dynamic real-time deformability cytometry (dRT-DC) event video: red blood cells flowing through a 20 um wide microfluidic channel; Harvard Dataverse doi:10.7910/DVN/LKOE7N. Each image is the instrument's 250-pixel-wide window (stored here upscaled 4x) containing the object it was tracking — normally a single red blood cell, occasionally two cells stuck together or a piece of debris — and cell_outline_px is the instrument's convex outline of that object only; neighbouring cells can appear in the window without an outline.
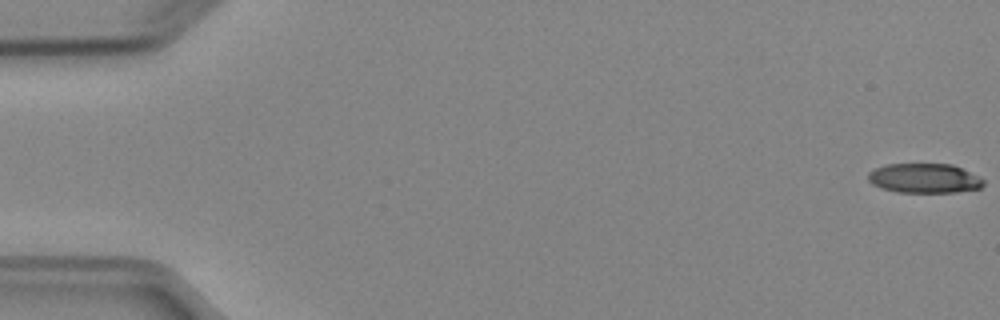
{"species": "Egyptian fruit bat (a non-hibernating species)", "species_latin": "Rousettus aegyptiacus", "temperature_condition": "cold", "stored_images_in_passage": 52, "camera_frame_rate_fps": 3000, "um_per_image_px": 0.085, "animal": {"sex": "female"}, "frame": {"image": 1, "passage_image": 1, "time_ms": 0.0, "image_size_px": [1000, 320], "cell_outline_px": [[984, 184], [980, 188], [956, 192], [896, 192], [880, 188], [872, 184], [868, 180], [868, 172], [876, 168], [888, 164], [952, 164], [984, 180]], "centroid_in_image_um": [78.52, 15.16], "position_along_channel_um": 6.5, "area_um2": 19.71}}
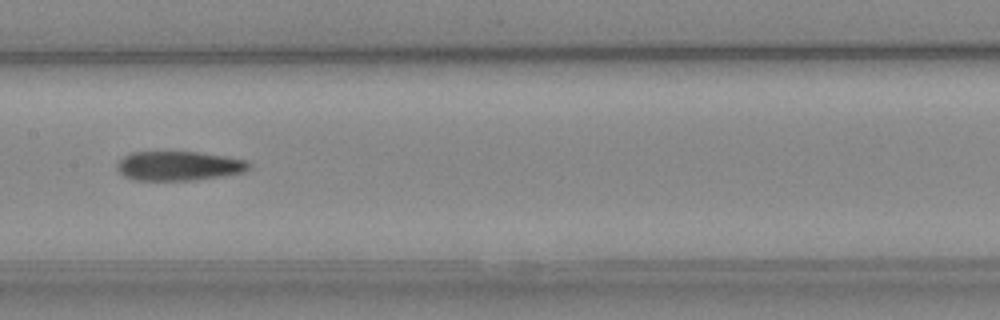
{"frame": {"image": 2, "passage_image": 27, "time_ms": 8.667, "image_size_px": [1000, 320], "cell_outline_px": [[252, 164], [244, 172], [224, 176], [192, 180], [132, 180], [124, 176], [116, 168], [116, 164], [124, 156], [132, 152], [196, 152], [224, 156], [248, 160]], "centroid_in_image_um": [15.2, 14.1], "position_along_channel_um": 192.2, "area_um2": 22.6}}
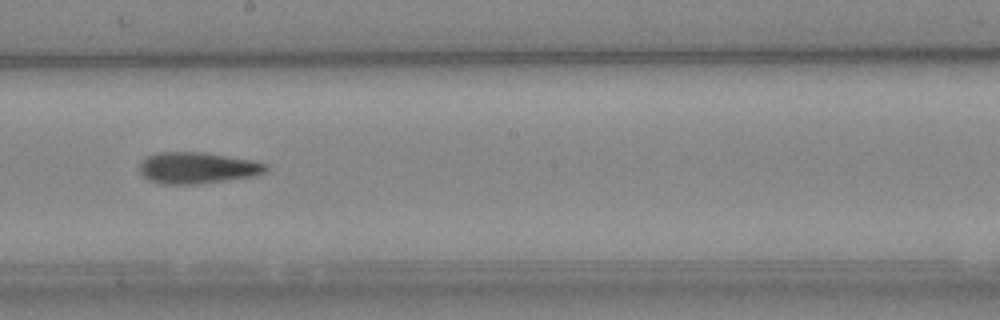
{"frame": {"image": 3, "passage_image": 30, "time_ms": 9.667, "image_size_px": [1000, 320], "cell_outline_px": [[268, 168], [264, 172], [256, 176], [196, 184], [160, 184], [148, 180], [140, 172], [140, 164], [148, 156], [156, 152], [204, 152], [256, 160], [268, 164]], "centroid_in_image_um": [16.81, 14.26], "position_along_channel_um": 231.4, "area_um2": 23.29}, "authors_computed_cell_mechanics": {"area_um2": 22.4842, "velocity_mm_per_s": 3.9376, "shape_relaxation_time_tau1_ms": 9.0831, "shape_relaxation_time_tau2_ms": 4.8798, "deformation_change_tau1": 0.2482, "deformation_change_tau2": 0.1649}}